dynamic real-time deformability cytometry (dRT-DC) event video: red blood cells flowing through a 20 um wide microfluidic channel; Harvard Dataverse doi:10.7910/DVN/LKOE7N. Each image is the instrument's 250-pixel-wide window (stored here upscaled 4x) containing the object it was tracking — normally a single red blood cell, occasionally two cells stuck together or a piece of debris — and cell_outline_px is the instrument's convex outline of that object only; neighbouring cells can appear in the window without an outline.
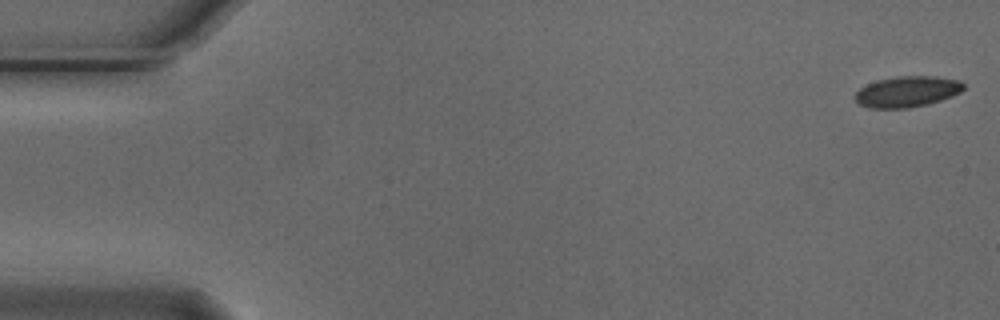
{"species": "Egyptian fruit bat (a non-hibernating species)", "species_latin": "Rousettus aegyptiacus", "temperature_condition": "cold", "stored_images_in_passage": 48, "camera_frame_rate_fps": 3000, "um_per_image_px": 0.085, "animal": {"sex": "male"}, "frame": {"image": 1, "passage_image": 1, "time_ms": 0.0, "image_size_px": [1000, 320], "cell_outline_px": [[964, 88], [960, 92], [952, 96], [928, 104], [908, 108], [868, 108], [860, 104], [856, 100], [856, 92], [860, 88], [876, 80], [896, 76], [936, 76], [960, 80], [964, 84]], "centroid_in_image_um": [77.12, 7.78], "position_along_channel_um": 7.9, "area_um2": 19.54}}
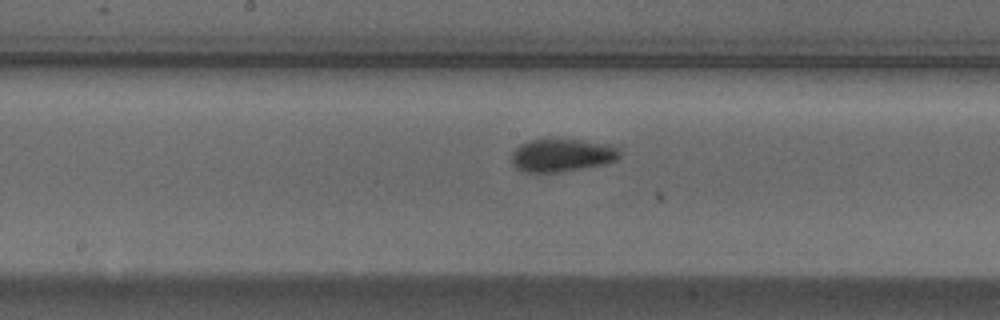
{"frame": {"image": 2, "passage_image": 28, "time_ms": 9.0, "image_size_px": [1000, 320], "cell_outline_px": [[620, 156], [616, 160], [604, 164], [556, 172], [528, 172], [516, 168], [512, 164], [512, 152], [520, 144], [532, 140], [580, 140], [612, 144], [620, 152]], "centroid_in_image_um": [47.77, 13.19], "position_along_channel_um": 200.4, "area_um2": 20.4}}
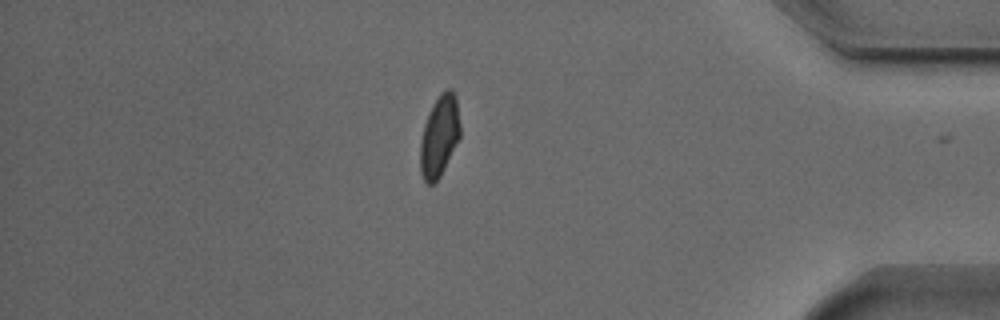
{"frame": {"image": 3, "passage_image": 47, "time_ms": 15.333, "image_size_px": [1000, 320], "cell_outline_px": [[460, 136], [440, 176], [432, 184], [428, 184], [424, 180], [420, 172], [420, 140], [424, 124], [440, 92], [448, 88], [452, 88], [456, 96], [460, 124]], "centroid_in_image_um": [37.35, 11.55], "position_along_channel_um": 397.9, "area_um2": 18.73}, "authors_computed_cell_mechanics": {"area_um2": 19.9699, "velocity_mm_per_s": 3.7, "shape_relaxation_time_tau1_ms": 4.246, "shape_relaxation_time_tau2_ms": 2.8189, "deformation_change_tau1": 0.107, "deformation_change_tau2": 0.0657}}